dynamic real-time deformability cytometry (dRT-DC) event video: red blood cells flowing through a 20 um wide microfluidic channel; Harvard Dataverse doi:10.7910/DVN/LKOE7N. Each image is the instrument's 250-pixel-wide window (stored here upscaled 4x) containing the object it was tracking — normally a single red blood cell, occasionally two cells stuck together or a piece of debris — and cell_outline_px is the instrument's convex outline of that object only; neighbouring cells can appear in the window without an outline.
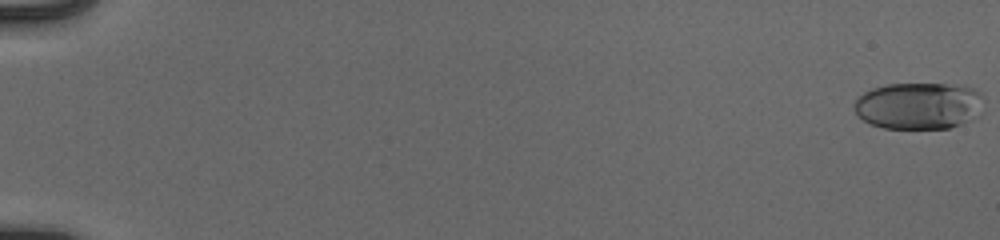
{"species": "human", "species_latin": "Homo sapiens", "temperature_condition": "cold", "stored_images_in_passage": 55, "camera_frame_rate_fps": 3000, "um_per_image_px": 0.085, "donor": {"sex": "male"}, "frame": {"image": 1, "passage_image": 1, "time_ms": 0.0, "image_size_px": [1000, 240], "cell_outline_px": [[984, 112], [972, 120], [948, 128], [884, 128], [872, 124], [864, 120], [856, 112], [856, 100], [864, 92], [872, 88], [888, 84], [964, 84], [980, 92], [984, 100]], "centroid_in_image_um": [78.2, 8.98], "position_along_channel_um": 6.8, "area_um2": 35.66}}
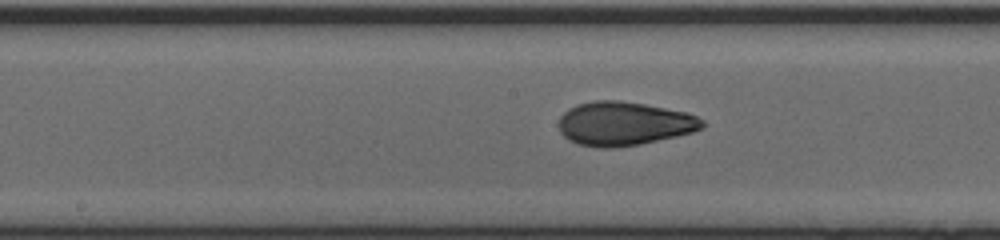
{"frame": {"image": 2, "passage_image": 31, "time_ms": 10.0, "image_size_px": [1000, 240], "cell_outline_px": [[704, 128], [692, 132], [676, 136], [640, 144], [612, 148], [604, 148], [580, 144], [568, 140], [560, 132], [560, 116], [568, 108], [576, 104], [592, 100], [620, 100], [644, 104], [684, 112], [696, 116], [704, 120]], "centroid_in_image_um": [53.02, 10.5], "position_along_channel_um": 195.2, "area_um2": 36.53}}
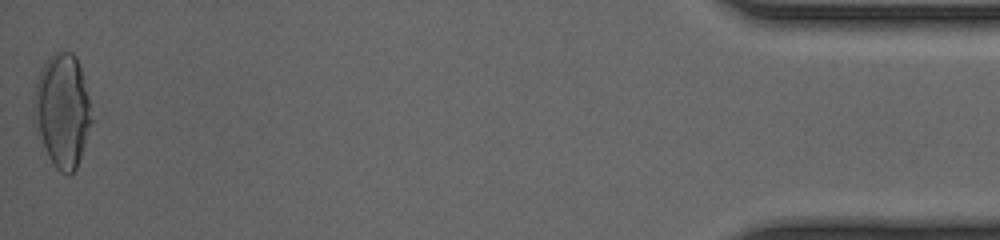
{"frame": {"image": 3, "passage_image": 55, "time_ms": 18.0, "image_size_px": [1000, 240], "cell_outline_px": [[92, 120], [76, 168], [68, 176], [60, 172], [52, 164], [36, 136], [32, 104], [32, 100], [36, 80], [40, 68], [48, 56], [52, 52], [72, 52], [76, 56], [80, 68], [88, 96]], "centroid_in_image_um": [5.23, 9.39], "position_along_channel_um": 430.0, "area_um2": 38.55}, "authors_computed_cell_mechanics": {"area_um2": 35.0268, "velocity_mm_per_s": 3.9532, "shape_relaxation_time_tau1_ms": 7.0792, "shape_relaxation_time_tau2_ms": 1.0125, "deformation_change_tau1": 0.2247, "deformation_change_tau2": 0.0641}}